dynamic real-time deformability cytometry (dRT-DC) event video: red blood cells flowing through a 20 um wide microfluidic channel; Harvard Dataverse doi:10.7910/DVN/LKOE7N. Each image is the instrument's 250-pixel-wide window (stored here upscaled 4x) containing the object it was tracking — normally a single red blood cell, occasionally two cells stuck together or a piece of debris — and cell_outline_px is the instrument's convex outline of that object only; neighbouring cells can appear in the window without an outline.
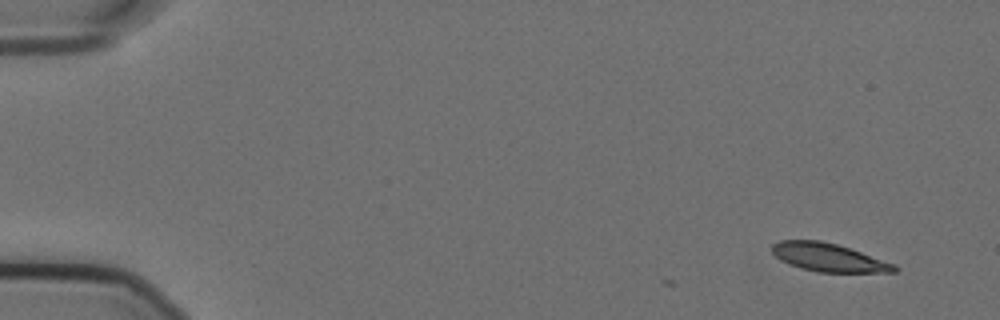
{"species": "Egyptian fruit bat (a non-hibernating species)", "species_latin": "Rousettus aegyptiacus", "temperature_condition": "cold", "stored_images_in_passage": 8, "camera_frame_rate_fps": 3000, "um_per_image_px": 0.085, "animal": {"sex": "female"}, "frame": {"image": 1, "passage_image": 1, "time_ms": 0.0, "image_size_px": [1000, 320], "cell_outline_px": [[900, 268], [896, 272], [820, 272], [800, 268], [788, 264], [780, 260], [772, 252], [772, 244], [780, 240], [820, 240], [836, 244], [896, 264]], "centroid_in_image_um": [70.42, 21.88], "position_along_channel_um": 14.6, "area_um2": 20.06}}